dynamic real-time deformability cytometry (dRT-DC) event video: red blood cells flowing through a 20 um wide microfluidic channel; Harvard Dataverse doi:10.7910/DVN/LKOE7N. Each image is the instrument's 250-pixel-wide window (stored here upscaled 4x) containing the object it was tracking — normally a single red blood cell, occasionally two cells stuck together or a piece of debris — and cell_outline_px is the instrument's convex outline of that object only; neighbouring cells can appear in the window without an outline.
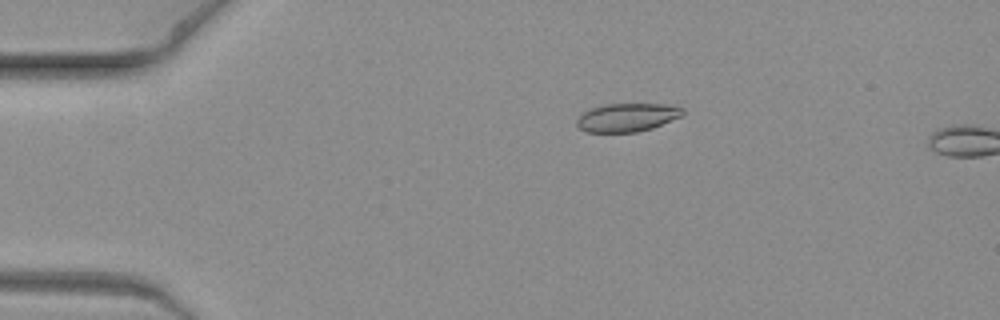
{"species": "common noctule bat (a hibernating species)", "species_latin": "Nyctalus noctula", "temperature_condition": "warm", "stored_images_in_passage": 2, "camera_frame_rate_fps": 3000, "um_per_image_px": 0.085, "animal": {"sex": "female", "body_mass_g": 19.3, "forearm_length_mm": 54.1}, "frame": {"image": 1, "passage_image": 1, "time_ms": 0.0, "image_size_px": [1000, 320], "cell_outline_px": [[684, 112], [680, 116], [652, 128], [636, 132], [588, 132], [580, 128], [576, 124], [576, 120], [584, 112], [592, 108], [608, 104], [668, 104], [684, 108]], "centroid_in_image_um": [53.31, 9.98], "position_along_channel_um": 31.7, "area_um2": 17.28}}